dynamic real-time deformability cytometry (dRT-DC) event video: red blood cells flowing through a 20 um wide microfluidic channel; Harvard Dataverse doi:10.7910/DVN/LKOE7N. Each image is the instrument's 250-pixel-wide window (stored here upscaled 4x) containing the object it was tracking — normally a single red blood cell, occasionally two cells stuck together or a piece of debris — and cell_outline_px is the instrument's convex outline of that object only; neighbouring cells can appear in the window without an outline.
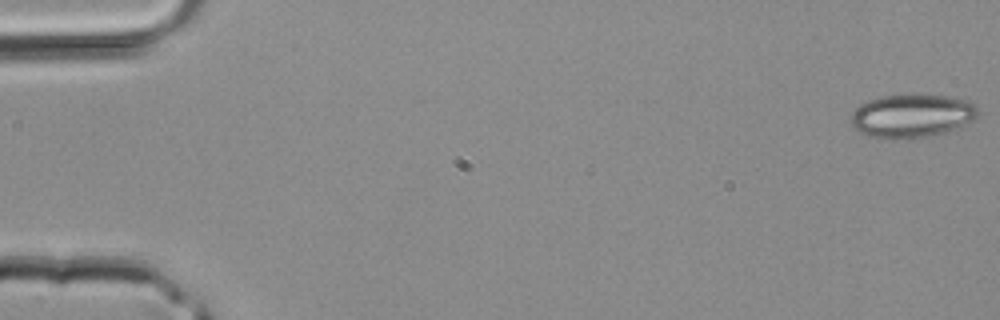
{"species": "common noctule bat (a hibernating species)", "species_latin": "Nyctalus noctula", "temperature_condition": "room temperature", "stored_images_in_passage": 36, "camera_frame_rate_fps": 3000, "um_per_image_px": 0.085, "animal": {"sex": "male", "body_mass_g": 20.4}, "frame": {"image": 1, "passage_image": 1, "time_ms": 0.0, "image_size_px": [1000, 320], "cell_outline_px": [[980, 112], [972, 120], [956, 128], [944, 132], [928, 136], [908, 140], [884, 140], [868, 136], [860, 132], [852, 124], [852, 112], [860, 104], [868, 100], [880, 96], [948, 96], [964, 100], [976, 104], [980, 108]], "centroid_in_image_um": [77.49, 9.88], "position_along_channel_um": 7.5, "area_um2": 32.08}}
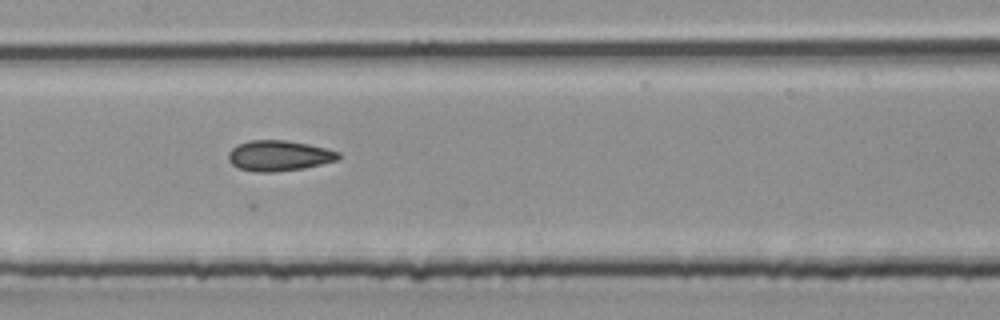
{"frame": {"image": 2, "passage_image": 21, "time_ms": 6.667, "image_size_px": [1000, 320], "cell_outline_px": [[340, 160], [304, 168], [272, 172], [256, 172], [240, 168], [232, 164], [228, 160], [228, 152], [232, 148], [248, 140], [284, 140], [308, 144], [340, 152]], "centroid_in_image_um": [23.72, 13.23], "position_along_channel_um": 183.7, "area_um2": 19.54}}